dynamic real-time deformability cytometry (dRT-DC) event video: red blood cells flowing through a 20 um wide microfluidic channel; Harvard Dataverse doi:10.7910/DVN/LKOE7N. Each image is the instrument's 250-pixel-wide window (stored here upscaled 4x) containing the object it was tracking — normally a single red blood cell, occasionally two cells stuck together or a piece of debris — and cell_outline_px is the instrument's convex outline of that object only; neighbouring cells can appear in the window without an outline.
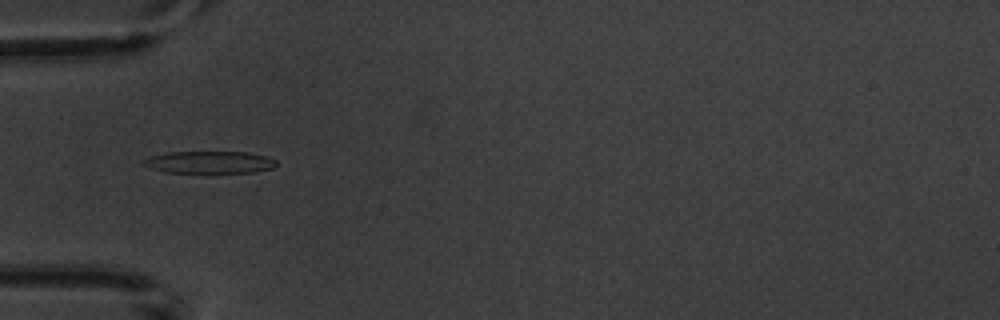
{"species": "common noctule bat (a hibernating species)", "species_latin": "Nyctalus noctula", "temperature_condition": "warm", "stored_images_in_passage": 5, "camera_frame_rate_fps": 3000, "um_per_image_px": 0.085, "animal": {"sex": "male", "body_mass_g": 20.1, "forearm_length_mm": 53.5}, "frame": {"image": 1, "passage_image": 3, "time_ms": 3.667, "image_size_px": [1000, 320], "cell_outline_px": [[276, 164], [272, 168], [252, 172], [212, 176], [200, 176], [164, 172], [148, 168], [140, 164], [140, 160], [148, 156], [168, 152], [248, 152], [268, 156], [276, 160]], "centroid_in_image_um": [17.71, 13.85], "position_along_channel_um": 67.3, "area_um2": 18.79}}
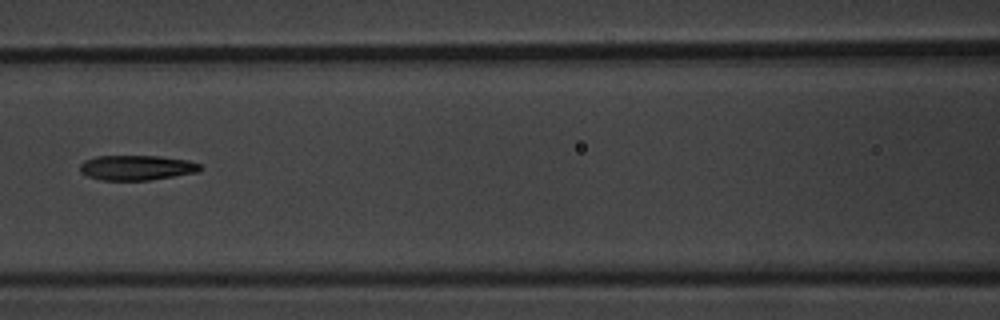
{"frame": {"image": 2, "passage_image": 5, "time_ms": 6.0, "image_size_px": [1000, 320], "cell_outline_px": [[204, 168], [200, 172], [148, 180], [100, 180], [88, 176], [80, 172], [80, 164], [84, 160], [96, 156], [160, 156], [188, 160], [200, 164]], "centroid_in_image_um": [11.64, 14.25], "position_along_channel_um": 155.0, "area_um2": 17.63}}